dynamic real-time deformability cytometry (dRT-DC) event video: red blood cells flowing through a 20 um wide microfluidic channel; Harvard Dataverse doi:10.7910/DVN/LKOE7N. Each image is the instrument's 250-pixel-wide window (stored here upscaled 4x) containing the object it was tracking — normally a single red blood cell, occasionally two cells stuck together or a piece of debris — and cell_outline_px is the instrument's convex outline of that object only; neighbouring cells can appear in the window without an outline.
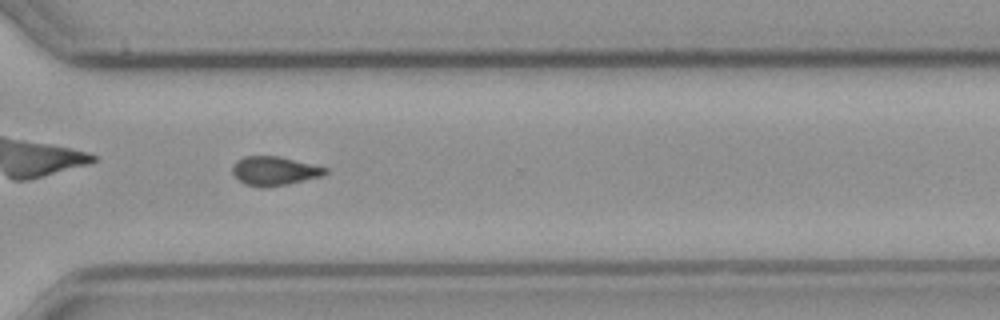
{"species": "common noctule bat (a hibernating species)", "species_latin": "Nyctalus noctula", "temperature_condition": "cold", "stored_images_in_passage": 56, "camera_frame_rate_fps": 3000, "um_per_image_px": 0.085, "animal": {"sex": "male", "body_mass_g": 23.1, "forearm_length_mm": 52.7}, "frame": {"image": 1, "passage_image": 40, "time_ms": 13.0, "image_size_px": [1000, 320], "cell_outline_px": [[328, 172], [320, 176], [288, 184], [268, 188], [260, 188], [244, 184], [232, 172], [232, 168], [244, 156], [276, 156], [328, 168]], "centroid_in_image_um": [23.32, 14.55], "position_along_channel_um": 347.3, "area_um2": 15.37}}
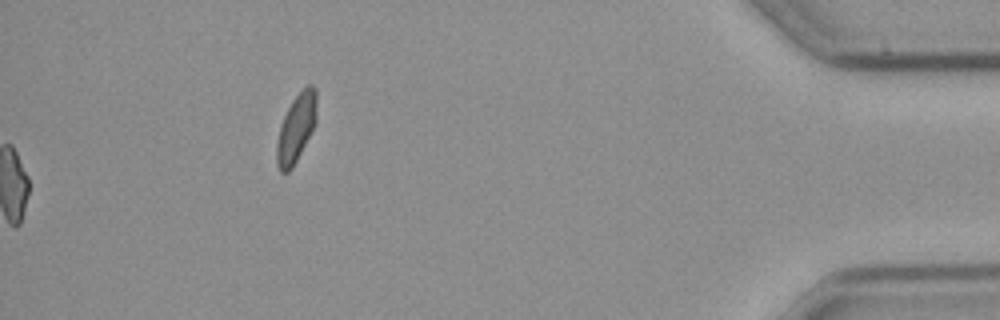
{"frame": {"image": 2, "passage_image": 56, "time_ms": 18.333, "image_size_px": [1000, 320], "cell_outline_px": [[316, 124], [292, 168], [288, 172], [280, 172], [276, 164], [276, 144], [280, 124], [292, 100], [308, 84], [312, 84], [316, 88]], "centroid_in_image_um": [25.17, 10.9], "position_along_channel_um": 410.0, "area_um2": 15.9}}